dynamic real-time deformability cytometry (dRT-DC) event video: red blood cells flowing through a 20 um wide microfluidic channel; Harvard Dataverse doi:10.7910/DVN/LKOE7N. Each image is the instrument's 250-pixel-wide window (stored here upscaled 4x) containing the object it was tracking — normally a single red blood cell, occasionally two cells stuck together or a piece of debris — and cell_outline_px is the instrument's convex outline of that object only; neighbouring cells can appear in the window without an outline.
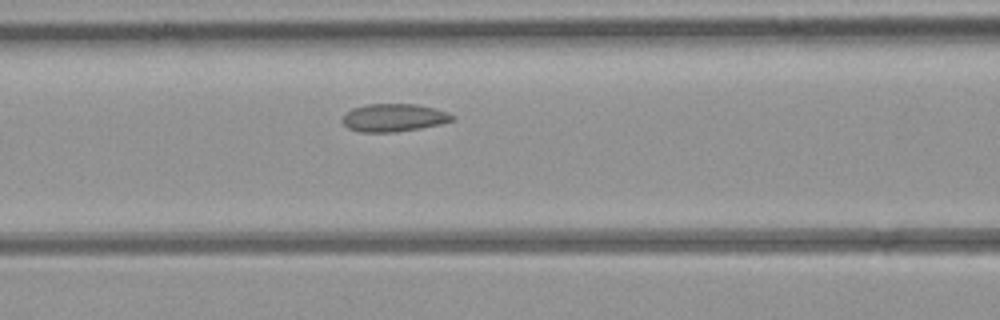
{"species": "common noctule bat (a hibernating species)", "species_latin": "Nyctalus noctula", "temperature_condition": "room temperature", "stored_images_in_passage": 6, "camera_frame_rate_fps": 3000, "um_per_image_px": 0.085, "animal": {"sex": "female", "body_mass_g": 21.9}, "frame": {"image": 1, "passage_image": 6, "time_ms": 6.667, "image_size_px": [1000, 320], "cell_outline_px": [[456, 120], [440, 124], [420, 128], [396, 132], [360, 132], [348, 128], [340, 120], [352, 108], [364, 104], [416, 104], [448, 112], [456, 116]], "centroid_in_image_um": [33.48, 10.0], "position_along_channel_um": 133.1, "area_um2": 17.92}}